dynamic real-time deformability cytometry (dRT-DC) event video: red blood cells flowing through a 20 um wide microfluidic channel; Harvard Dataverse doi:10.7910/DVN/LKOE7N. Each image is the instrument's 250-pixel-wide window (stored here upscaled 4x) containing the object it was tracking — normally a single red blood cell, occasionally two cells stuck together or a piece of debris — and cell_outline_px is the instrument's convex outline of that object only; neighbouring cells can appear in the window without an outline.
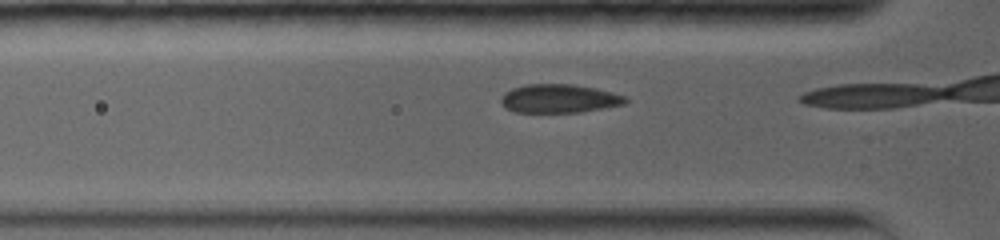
{"species": "common noctule bat (a hibernating species)", "species_latin": "Nyctalus noctula", "temperature_condition": "warm", "stored_images_in_passage": 3, "camera_frame_rate_fps": 5000, "um_per_image_px": 0.085, "animal": {"sex": "female", "body_mass_g": 19.0, "forearm_length_mm": 56.7}, "frame": {"image": 1, "passage_image": 2, "time_ms": 0.6, "image_size_px": [1000, 240], "cell_outline_px": [[628, 100], [624, 104], [580, 112], [516, 112], [504, 108], [500, 100], [504, 92], [512, 88], [524, 84], [572, 84], [596, 88], [612, 92], [624, 96]], "centroid_in_image_um": [47.49, 8.37], "position_along_channel_um": 78.3, "area_um2": 20.75}}